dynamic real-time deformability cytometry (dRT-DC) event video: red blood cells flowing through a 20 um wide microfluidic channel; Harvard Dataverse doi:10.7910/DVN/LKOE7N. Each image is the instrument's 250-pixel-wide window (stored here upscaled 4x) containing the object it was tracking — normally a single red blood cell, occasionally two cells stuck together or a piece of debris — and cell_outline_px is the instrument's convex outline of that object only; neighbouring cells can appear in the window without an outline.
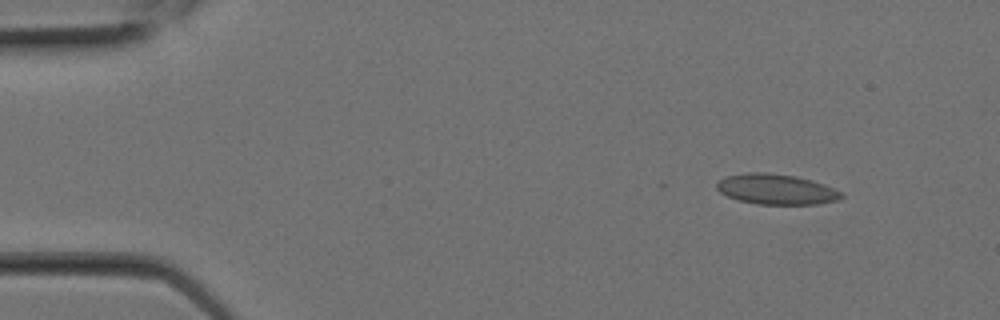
{"species": "Egyptian fruit bat (a non-hibernating species)", "species_latin": "Rousettus aegyptiacus", "temperature_condition": "room temperature", "stored_images_in_passage": 6, "camera_frame_rate_fps": 3000, "um_per_image_px": 0.085, "animal": {"sex": "female"}, "frame": {"image": 1, "passage_image": 2, "time_ms": 0.333, "image_size_px": [1000, 320], "cell_outline_px": [[844, 196], [840, 200], [820, 204], [756, 204], [736, 200], [720, 192], [716, 188], [716, 184], [720, 180], [728, 176], [748, 172], [768, 172], [796, 176], [812, 180], [824, 184], [844, 192]], "centroid_in_image_um": [66.03, 16.09], "position_along_channel_um": 19.0, "area_um2": 22.31}}